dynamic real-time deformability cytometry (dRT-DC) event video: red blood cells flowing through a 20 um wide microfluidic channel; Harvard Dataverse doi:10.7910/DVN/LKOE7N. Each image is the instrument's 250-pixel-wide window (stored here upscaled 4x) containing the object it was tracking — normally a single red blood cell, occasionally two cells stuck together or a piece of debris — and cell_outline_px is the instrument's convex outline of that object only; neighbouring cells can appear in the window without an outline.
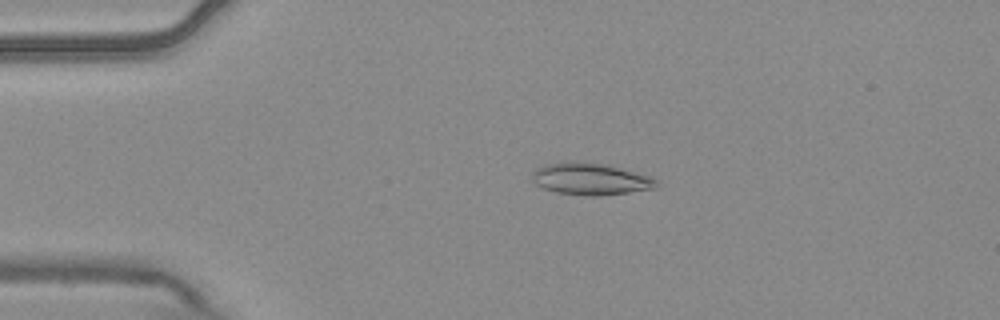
{"species": "common noctule bat (a hibernating species)", "species_latin": "Nyctalus noctula", "temperature_condition": "warm", "stored_images_in_passage": 5, "camera_frame_rate_fps": 3000, "um_per_image_px": 0.085, "animal": {"sex": "male", "body_mass_g": 20.4}, "frame": {"image": 1, "passage_image": 4, "time_ms": 1.0, "image_size_px": [1000, 320], "cell_outline_px": [[660, 188], [600, 196], [584, 196], [556, 192], [540, 188], [532, 180], [532, 172], [536, 168], [544, 164], [568, 160], [608, 164], [652, 176], [656, 180]], "centroid_in_image_um": [50.2, 15.2], "position_along_channel_um": 34.8, "area_um2": 23.81}}